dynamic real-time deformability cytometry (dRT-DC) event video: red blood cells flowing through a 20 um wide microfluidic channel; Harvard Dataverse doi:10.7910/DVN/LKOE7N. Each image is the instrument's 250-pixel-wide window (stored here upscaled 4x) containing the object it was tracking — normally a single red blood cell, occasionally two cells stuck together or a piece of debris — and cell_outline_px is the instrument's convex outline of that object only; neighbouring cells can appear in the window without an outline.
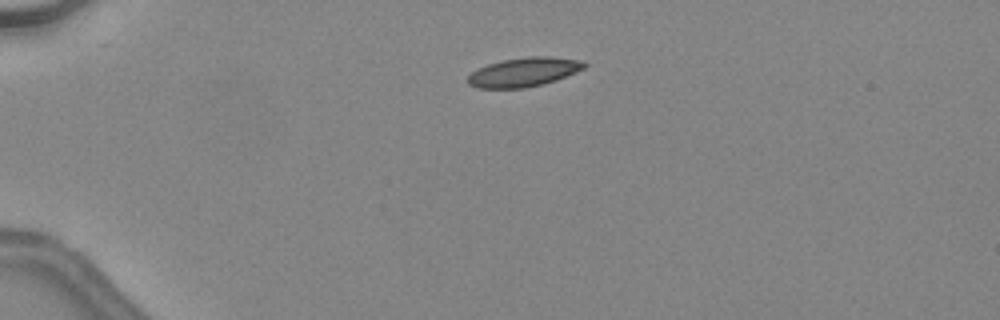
{"species": "common noctule bat (a hibernating species)", "species_latin": "Nyctalus noctula", "temperature_condition": "warm", "stored_images_in_passage": 45, "camera_frame_rate_fps": 3000, "um_per_image_px": 0.085, "animal": {"sex": "female", "body_mass_g": 24.6, "forearm_length_mm": 56.2}, "frame": {"image": 1, "passage_image": 10, "time_ms": 3.0, "image_size_px": [1000, 320], "cell_outline_px": [[588, 64], [584, 68], [576, 72], [556, 80], [544, 84], [524, 88], [476, 88], [468, 84], [468, 76], [472, 72], [488, 64], [504, 60], [528, 56], [552, 56], [584, 60]], "centroid_in_image_um": [44.57, 6.12], "position_along_channel_um": 40.4, "area_um2": 19.83}}
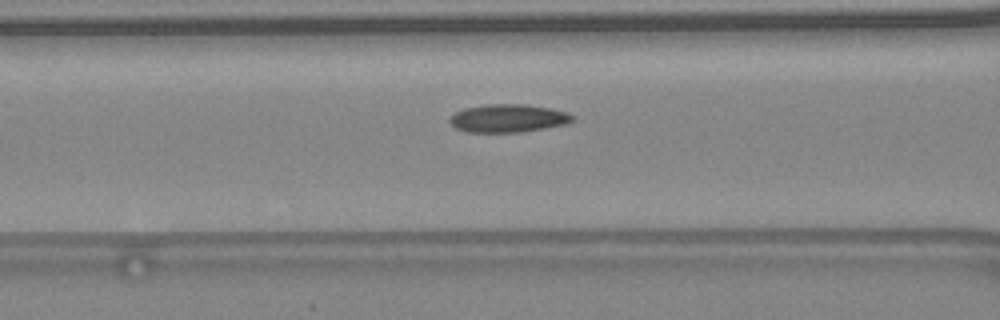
{"frame": {"image": 2, "passage_image": 19, "time_ms": 6.0, "image_size_px": [1000, 320], "cell_outline_px": [[572, 120], [568, 124], [520, 132], [468, 132], [456, 128], [448, 120], [448, 116], [464, 108], [488, 104], [524, 104], [552, 108], [568, 112], [572, 116]], "centroid_in_image_um": [43.18, 10.05], "position_along_channel_um": 123.4, "area_um2": 20.11}}
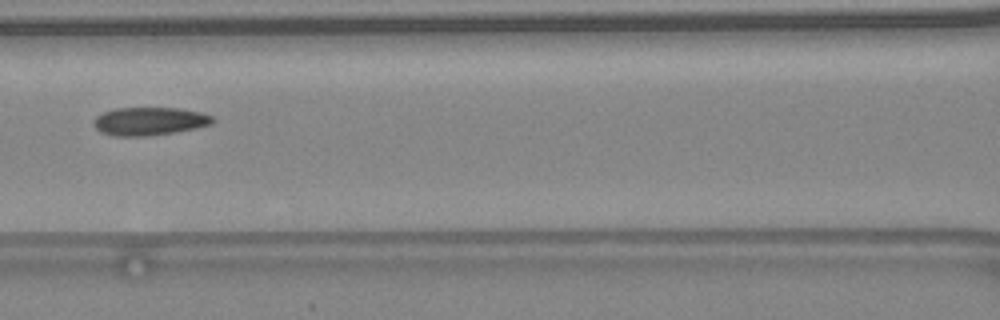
{"frame": {"image": 3, "passage_image": 21, "time_ms": 6.667, "image_size_px": [1000, 320], "cell_outline_px": [[216, 120], [212, 124], [196, 128], [176, 132], [148, 136], [112, 136], [100, 132], [96, 128], [96, 116], [104, 112], [116, 108], [176, 108], [200, 112], [212, 116]], "centroid_in_image_um": [12.74, 10.31], "position_along_channel_um": 153.9, "area_um2": 19.42}, "authors_computed_cell_mechanics": {"area_um2": 19.4786, "velocity_mm_per_s": 4.5358, "shape_relaxation_time_tau1_ms": 6.1808, "shape_relaxation_time_tau2_ms": 1.4709, "deformation_change_tau1": 0.1802, "deformation_change_tau2": 0.0737}}